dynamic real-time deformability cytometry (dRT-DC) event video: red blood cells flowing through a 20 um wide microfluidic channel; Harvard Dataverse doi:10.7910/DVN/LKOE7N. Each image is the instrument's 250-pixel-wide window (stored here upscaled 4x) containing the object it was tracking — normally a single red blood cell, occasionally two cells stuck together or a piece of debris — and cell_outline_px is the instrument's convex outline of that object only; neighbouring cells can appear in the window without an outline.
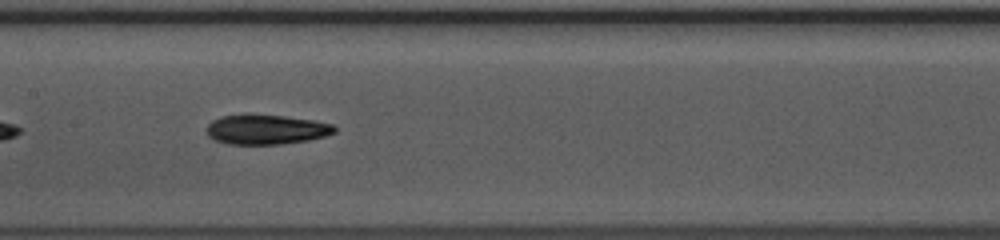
{"species": "common noctule bat (a hibernating species)", "species_latin": "Nyctalus noctula", "temperature_condition": "warm", "stored_images_in_passage": 35, "camera_frame_rate_fps": 3000, "um_per_image_px": 0.085, "animal": {"sex": "female", "body_mass_g": 10.0, "forearm_length_mm": 53.1}, "frame": {"image": 1, "passage_image": 11, "time_ms": 3.333, "image_size_px": [1000, 240], "cell_outline_px": [[336, 132], [324, 136], [308, 140], [280, 144], [228, 144], [216, 140], [208, 136], [204, 128], [212, 120], [220, 116], [248, 112], [284, 116], [312, 120], [332, 124], [336, 128]], "centroid_in_image_um": [22.55, 10.97], "position_along_channel_um": 184.8, "area_um2": 22.66}}
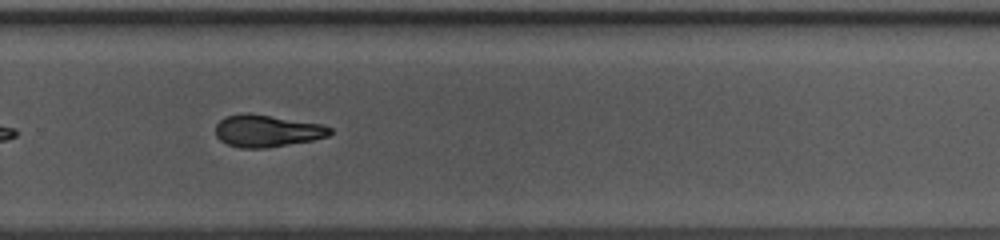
{"frame": {"image": 2, "passage_image": 20, "time_ms": 6.333, "image_size_px": [1000, 240], "cell_outline_px": [[332, 132], [328, 136], [312, 140], [264, 148], [240, 148], [228, 144], [220, 140], [216, 136], [216, 124], [224, 116], [244, 112], [248, 112], [324, 124], [332, 128]], "centroid_in_image_um": [22.69, 11.1], "position_along_channel_um": 307.1, "area_um2": 21.56}, "authors_computed_cell_mechanics": {"area_um2": 21.5594, "velocity_mm_per_s": 4.088, "shape_relaxation_time_tau1_ms": 3.3232, "shape_relaxation_time_tau2_ms": 7.2336, "deformation_change_tau1": 0.1619, "deformation_change_tau2": 0.1583}}